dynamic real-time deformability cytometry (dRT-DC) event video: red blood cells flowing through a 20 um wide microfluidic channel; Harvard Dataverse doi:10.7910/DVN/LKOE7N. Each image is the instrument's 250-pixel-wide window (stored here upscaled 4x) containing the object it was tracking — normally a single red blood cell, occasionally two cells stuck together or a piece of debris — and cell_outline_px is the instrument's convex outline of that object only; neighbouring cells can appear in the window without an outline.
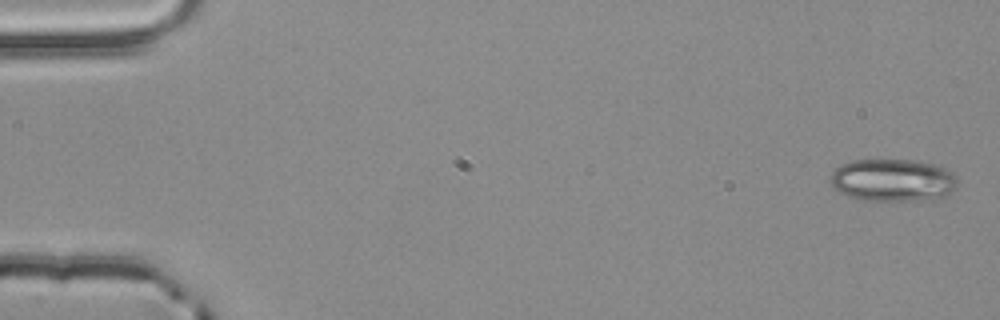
{"species": "common noctule bat (a hibernating species)", "species_latin": "Nyctalus noctula", "temperature_condition": "room temperature", "stored_images_in_passage": 3, "camera_frame_rate_fps": 3000, "um_per_image_px": 0.085, "animal": {"sex": "male", "body_mass_g": 20.4}, "frame": {"image": 1, "passage_image": 1, "time_ms": 0.0, "image_size_px": [1000, 320], "cell_outline_px": [[956, 188], [952, 192], [944, 196], [932, 200], [864, 200], [848, 196], [840, 192], [832, 184], [832, 172], [840, 164], [852, 160], [908, 160], [936, 164], [952, 172], [956, 180]], "centroid_in_image_um": [75.91, 15.31], "position_along_channel_um": 9.1, "area_um2": 31.33}}